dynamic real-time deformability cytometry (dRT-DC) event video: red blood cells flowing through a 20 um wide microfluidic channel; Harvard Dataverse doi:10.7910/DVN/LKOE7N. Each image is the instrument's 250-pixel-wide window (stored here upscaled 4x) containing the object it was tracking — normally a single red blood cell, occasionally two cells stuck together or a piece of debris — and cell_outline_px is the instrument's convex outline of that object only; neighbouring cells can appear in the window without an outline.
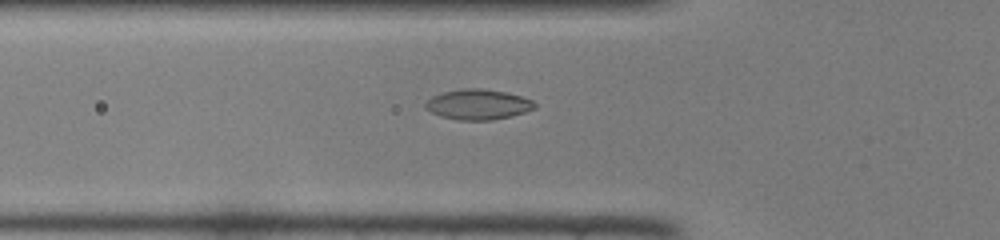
{"species": "common noctule bat (a hibernating species)", "species_latin": "Nyctalus noctula", "temperature_condition": "room temperature", "stored_images_in_passage": 34, "camera_frame_rate_fps": 3000, "um_per_image_px": 0.085, "animal": {"sex": "female", "body_mass_g": 22.0, "forearm_length_mm": 56.7}, "frame": {"image": 1, "passage_image": 4, "time_ms": 1.0, "image_size_px": [1000, 240], "cell_outline_px": [[536, 108], [512, 116], [492, 120], [456, 120], [440, 116], [424, 108], [424, 104], [432, 96], [444, 92], [464, 88], [480, 88], [508, 92], [532, 100], [536, 104]], "centroid_in_image_um": [40.63, 8.88], "position_along_channel_um": 85.2, "area_um2": 19.36}}
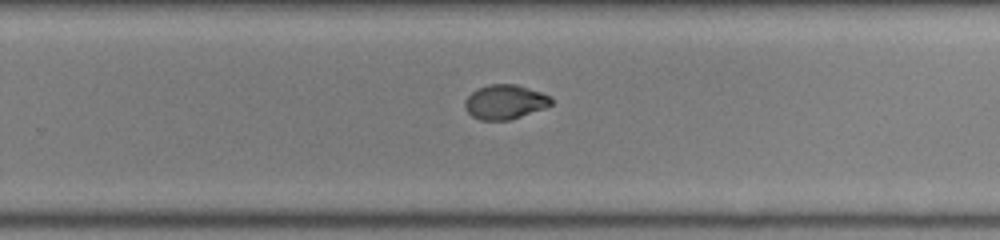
{"frame": {"image": 2, "passage_image": 18, "time_ms": 5.667, "image_size_px": [1000, 240], "cell_outline_px": [[552, 104], [544, 108], [508, 120], [480, 120], [472, 116], [464, 108], [464, 100], [472, 92], [488, 84], [516, 84], [552, 96]], "centroid_in_image_um": [42.91, 8.66], "position_along_channel_um": 286.9, "area_um2": 17.22}}
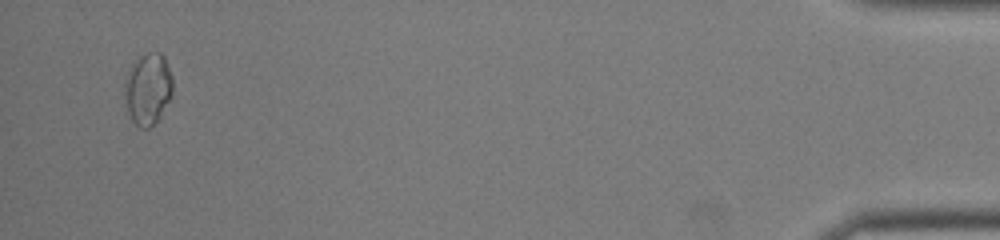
{"frame": {"image": 3, "passage_image": 33, "time_ms": 10.667, "image_size_px": [1000, 240], "cell_outline_px": [[172, 96], [160, 116], [148, 128], [140, 128], [132, 120], [128, 112], [124, 92], [124, 76], [132, 64], [140, 56], [148, 52], [160, 52], [164, 56], [172, 76]], "centroid_in_image_um": [12.56, 7.53], "position_along_channel_um": 422.6, "area_um2": 20.11}}